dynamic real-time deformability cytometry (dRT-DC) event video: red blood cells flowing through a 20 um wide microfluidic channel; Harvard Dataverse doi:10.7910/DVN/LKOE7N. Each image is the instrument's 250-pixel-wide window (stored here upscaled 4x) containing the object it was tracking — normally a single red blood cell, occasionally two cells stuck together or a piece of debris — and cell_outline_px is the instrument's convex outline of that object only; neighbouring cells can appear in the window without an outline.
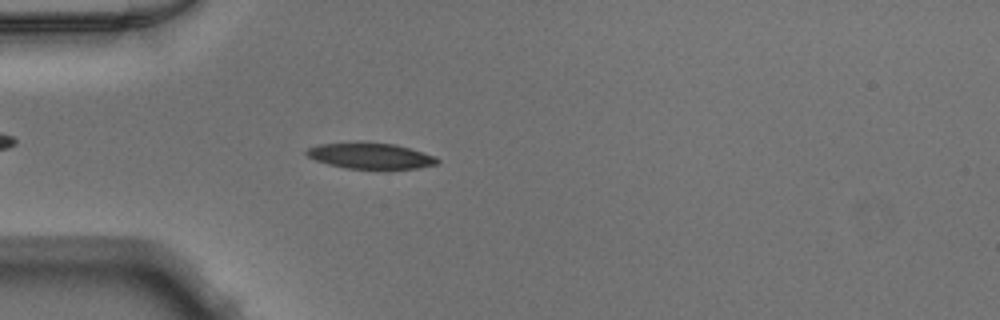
{"species": "Egyptian fruit bat (a non-hibernating species)", "species_latin": "Rousettus aegyptiacus", "temperature_condition": "warm", "stored_images_in_passage": 47, "camera_frame_rate_fps": 3000, "um_per_image_px": 0.085, "animal": {"sex": "male"}, "frame": {"image": 1, "passage_image": 12, "time_ms": 3.667, "image_size_px": [1000, 320], "cell_outline_px": [[440, 160], [436, 164], [416, 168], [348, 168], [328, 164], [316, 160], [308, 156], [304, 152], [308, 148], [320, 144], [396, 144], [436, 156]], "centroid_in_image_um": [31.52, 13.26], "position_along_channel_um": 53.5, "area_um2": 18.84}}
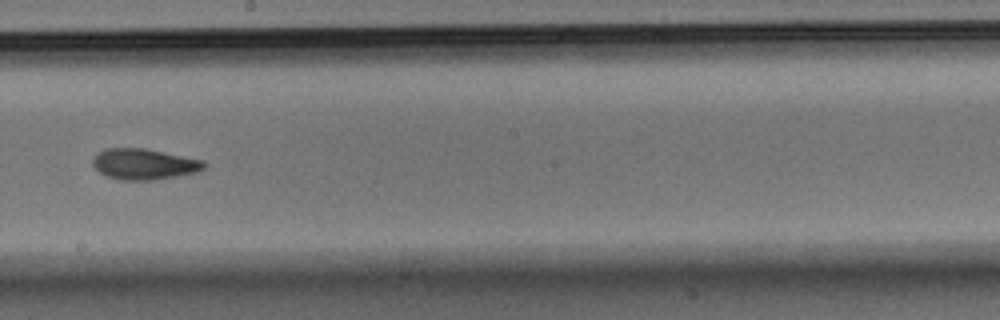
{"frame": {"image": 2, "passage_image": 26, "time_ms": 8.333, "image_size_px": [1000, 320], "cell_outline_px": [[208, 164], [204, 168], [196, 172], [156, 180], [120, 180], [108, 176], [100, 172], [92, 164], [92, 156], [96, 152], [104, 148], [144, 148], [204, 160]], "centroid_in_image_um": [12.23, 13.94], "position_along_channel_um": 236.0, "area_um2": 20.17}}
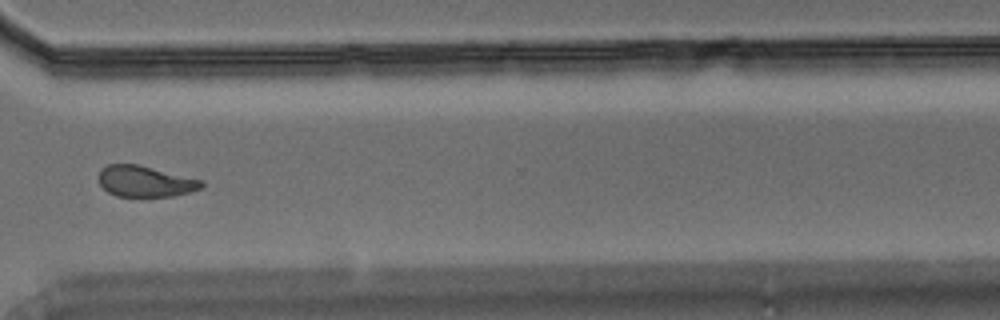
{"frame": {"image": 3, "passage_image": 35, "time_ms": 11.333, "image_size_px": [1000, 320], "cell_outline_px": [[204, 188], [172, 196], [116, 196], [108, 192], [100, 184], [100, 172], [108, 164], [140, 164], [204, 180]], "centroid_in_image_um": [12.4, 15.41], "position_along_channel_um": 358.2, "area_um2": 18.61}}